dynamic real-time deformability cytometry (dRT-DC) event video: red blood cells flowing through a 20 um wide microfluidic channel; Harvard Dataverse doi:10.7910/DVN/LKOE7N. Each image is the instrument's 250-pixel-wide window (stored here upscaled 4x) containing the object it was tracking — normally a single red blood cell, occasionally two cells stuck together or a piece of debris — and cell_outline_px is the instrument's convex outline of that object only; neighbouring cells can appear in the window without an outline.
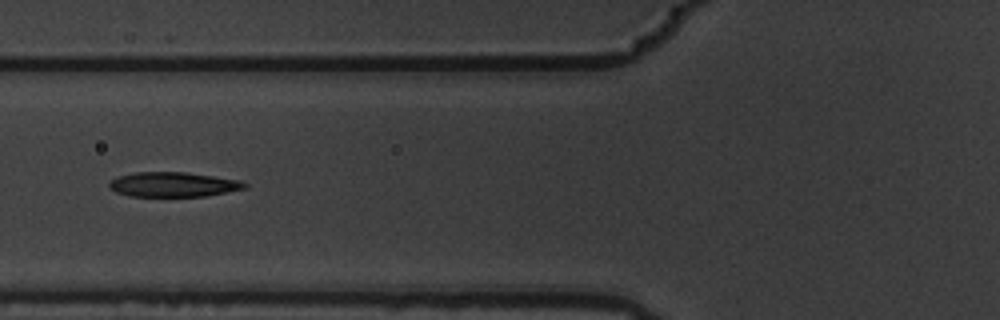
{"species": "common noctule bat (a hibernating species)", "species_latin": "Nyctalus noctula", "temperature_condition": "warm", "stored_images_in_passage": 10, "camera_frame_rate_fps": 3000, "um_per_image_px": 0.085, "animal": {"sex": "male", "body_mass_g": 19.5, "forearm_length_mm": 54.6}, "frame": {"image": 1, "passage_image": 7, "time_ms": 2.0, "image_size_px": [1000, 320], "cell_outline_px": [[248, 188], [204, 196], [128, 196], [116, 192], [108, 184], [116, 176], [136, 172], [188, 172], [240, 180], [248, 184]], "centroid_in_image_um": [14.75, 15.67], "position_along_channel_um": 111.1, "area_um2": 19.54}}
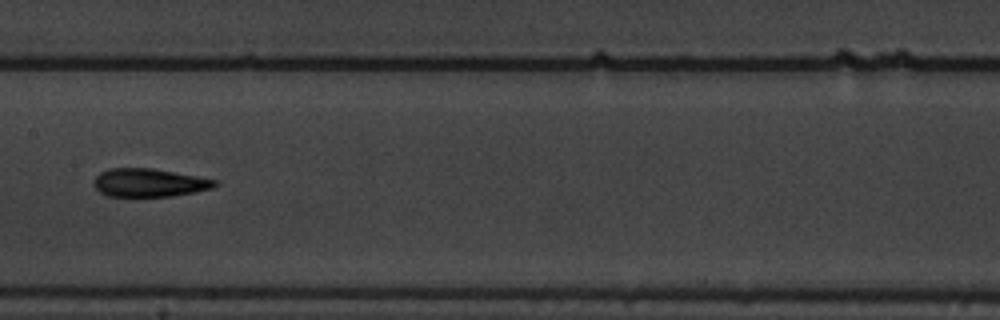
{"frame": {"image": 2, "passage_image": 9, "time_ms": 2.667, "image_size_px": [1000, 320], "cell_outline_px": [[220, 184], [212, 188], [172, 196], [108, 196], [100, 192], [96, 188], [96, 176], [100, 172], [108, 168], [152, 168], [220, 180]], "centroid_in_image_um": [12.73, 15.52], "position_along_channel_um": 194.7, "area_um2": 19.83}}
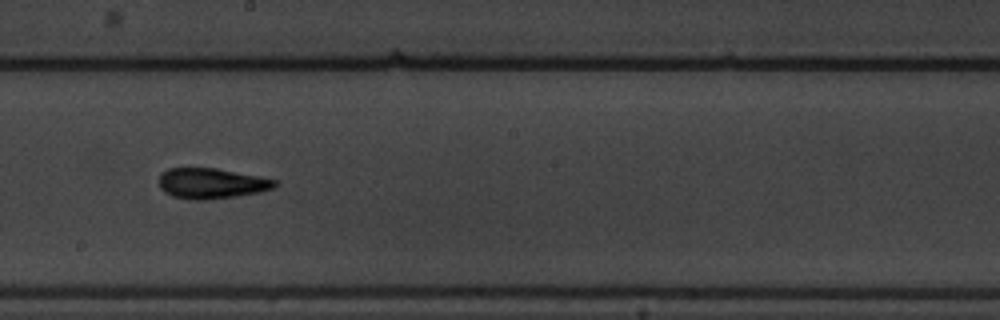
{"frame": {"image": 3, "passage_image": 10, "time_ms": 3.0, "image_size_px": [1000, 320], "cell_outline_px": [[276, 184], [272, 188], [260, 192], [236, 196], [204, 200], [192, 200], [172, 196], [164, 192], [160, 188], [160, 172], [168, 168], [216, 168], [276, 180]], "centroid_in_image_um": [17.91, 15.59], "position_along_channel_um": 230.3, "area_um2": 20.4}}